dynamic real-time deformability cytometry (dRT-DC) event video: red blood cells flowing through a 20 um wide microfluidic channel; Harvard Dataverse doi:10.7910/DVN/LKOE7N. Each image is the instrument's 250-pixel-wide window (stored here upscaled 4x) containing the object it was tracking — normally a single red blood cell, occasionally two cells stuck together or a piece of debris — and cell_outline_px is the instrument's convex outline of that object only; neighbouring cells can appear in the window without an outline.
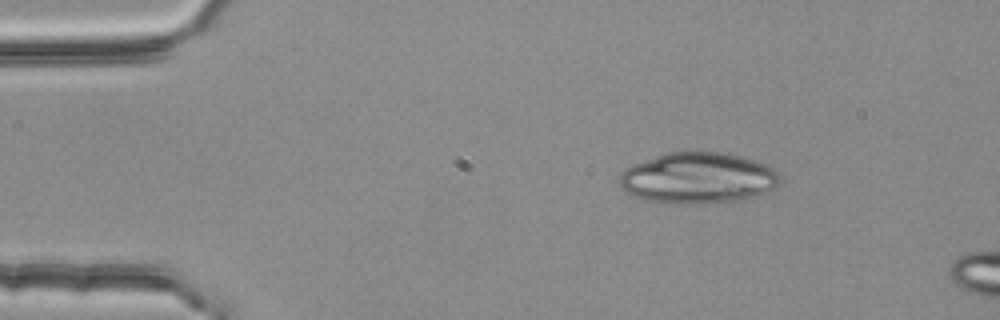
{"species": "common noctule bat (a hibernating species)", "species_latin": "Nyctalus noctula", "temperature_condition": "room temperature", "stored_images_in_passage": 6, "camera_frame_rate_fps": 3000, "um_per_image_px": 0.085, "animal": {"sex": "female", "body_mass_g": 25.1}, "frame": {"image": 1, "passage_image": 1, "time_ms": 0.0, "image_size_px": [1000, 320], "cell_outline_px": [[784, 180], [776, 188], [740, 200], [692, 204], [672, 204], [648, 200], [636, 196], [628, 192], [620, 184], [620, 172], [624, 168], [632, 164], [668, 152], [720, 152], [740, 156], [756, 160], [768, 164], [776, 168], [780, 172]], "centroid_in_image_um": [59.4, 15.12], "position_along_channel_um": 25.6, "area_um2": 48.03}}